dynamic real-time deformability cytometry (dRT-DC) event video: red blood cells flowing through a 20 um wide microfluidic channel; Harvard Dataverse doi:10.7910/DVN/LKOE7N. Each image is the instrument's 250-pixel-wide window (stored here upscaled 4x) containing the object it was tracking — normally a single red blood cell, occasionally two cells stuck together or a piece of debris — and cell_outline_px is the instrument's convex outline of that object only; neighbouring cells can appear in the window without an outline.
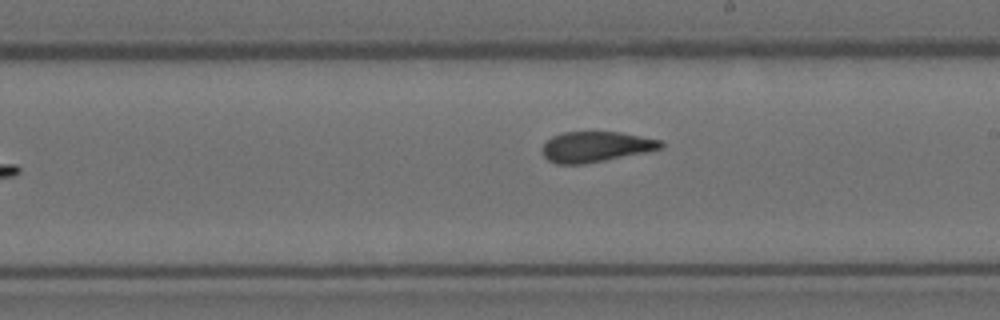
{"species": "Egyptian fruit bat (a non-hibernating species)", "species_latin": "Rousettus aegyptiacus", "temperature_condition": "room temperature", "stored_images_in_passage": 8, "camera_frame_rate_fps": 3000, "um_per_image_px": 0.085, "animal": {"sex": "female"}, "frame": {"image": 1, "passage_image": 8, "time_ms": 2.333, "image_size_px": [1000, 320], "cell_outline_px": [[664, 148], [648, 152], [584, 164], [556, 164], [548, 160], [540, 152], [540, 148], [552, 136], [564, 132], [620, 132], [664, 140]], "centroid_in_image_um": [50.67, 12.48], "position_along_channel_um": 238.3, "area_um2": 21.39}}